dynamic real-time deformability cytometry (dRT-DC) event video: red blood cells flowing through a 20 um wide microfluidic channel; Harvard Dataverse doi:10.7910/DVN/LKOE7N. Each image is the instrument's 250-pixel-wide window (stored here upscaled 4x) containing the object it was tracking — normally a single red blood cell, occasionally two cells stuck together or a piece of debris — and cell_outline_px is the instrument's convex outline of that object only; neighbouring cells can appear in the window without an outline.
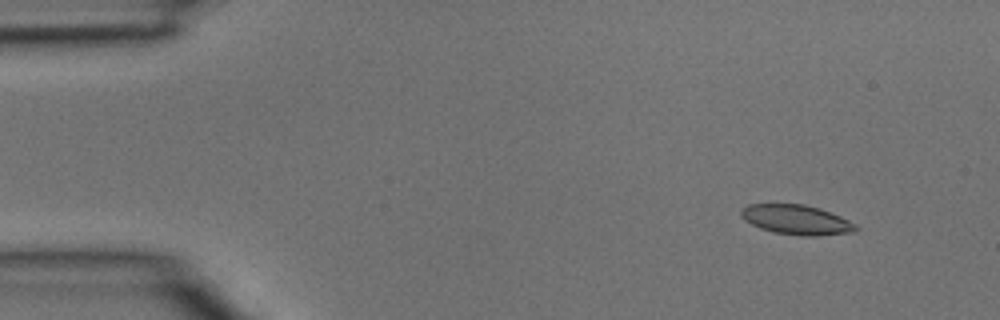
{"species": "common noctule bat (a hibernating species)", "species_latin": "Nyctalus noctula", "temperature_condition": "room temperature", "stored_images_in_passage": 3, "camera_frame_rate_fps": 3000, "um_per_image_px": 0.085, "animal": {"sex": "male", "body_mass_g": 15.6}, "frame": {"image": 1, "passage_image": 1, "time_ms": 0.0, "image_size_px": [1000, 320], "cell_outline_px": [[860, 228], [856, 232], [816, 236], [800, 236], [772, 232], [760, 228], [744, 220], [740, 216], [740, 208], [748, 204], [804, 204], [820, 208], [840, 216], [856, 224]], "centroid_in_image_um": [67.7, 18.68], "position_along_channel_um": 17.3, "area_um2": 20.17}}